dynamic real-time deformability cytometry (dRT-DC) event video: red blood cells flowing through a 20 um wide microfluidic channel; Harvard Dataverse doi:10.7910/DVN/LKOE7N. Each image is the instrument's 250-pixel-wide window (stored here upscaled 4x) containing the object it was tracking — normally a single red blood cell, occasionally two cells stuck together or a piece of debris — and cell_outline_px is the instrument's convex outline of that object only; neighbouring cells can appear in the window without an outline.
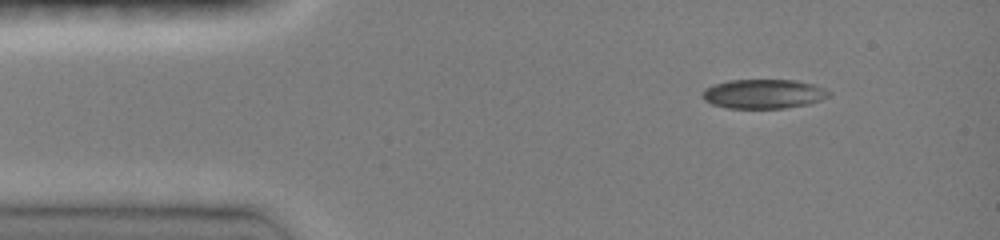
{"species": "common noctule bat (a hibernating species)", "species_latin": "Nyctalus noctula", "temperature_condition": "room temperature", "stored_images_in_passage": 22, "camera_frame_rate_fps": 3000, "um_per_image_px": 0.085, "animal": {"sex": "female", "body_mass_g": 19.0, "forearm_length_mm": 51.5}, "frame": {"image": 1, "passage_image": 1, "time_ms": 0.0, "image_size_px": [1000, 240], "cell_outline_px": [[832, 92], [828, 96], [820, 100], [808, 104], [784, 108], [728, 108], [712, 104], [704, 100], [700, 96], [704, 88], [728, 80], [796, 80], [812, 84], [824, 88]], "centroid_in_image_um": [64.88, 7.98], "position_along_channel_um": 20.1, "area_um2": 21.62}}
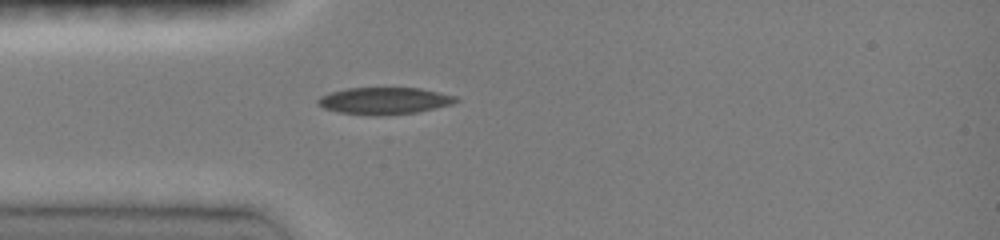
{"frame": {"image": 2, "passage_image": 14, "time_ms": 2.333, "image_size_px": [1000, 240], "cell_outline_px": [[460, 100], [452, 104], [416, 112], [376, 116], [336, 112], [324, 108], [316, 104], [316, 100], [320, 96], [328, 92], [348, 88], [420, 88], [456, 96]], "centroid_in_image_um": [32.61, 8.57], "position_along_channel_um": 52.4, "area_um2": 21.73}}